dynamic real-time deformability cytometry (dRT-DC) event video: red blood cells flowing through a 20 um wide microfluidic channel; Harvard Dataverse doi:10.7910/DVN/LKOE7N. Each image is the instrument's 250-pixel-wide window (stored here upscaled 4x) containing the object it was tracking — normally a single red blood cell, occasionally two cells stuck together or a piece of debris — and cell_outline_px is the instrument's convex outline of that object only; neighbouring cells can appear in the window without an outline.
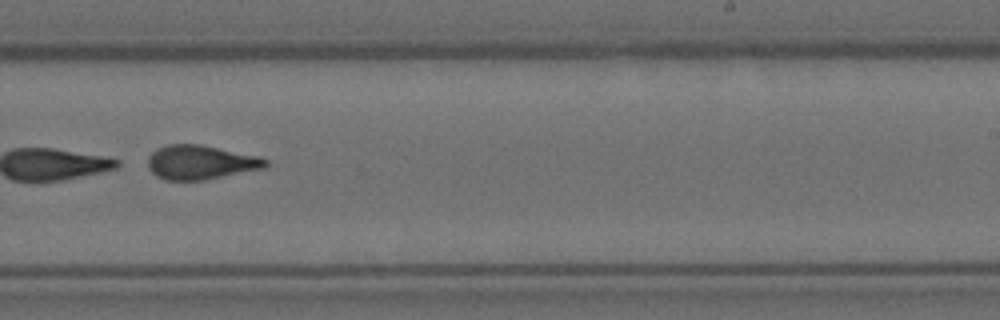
{"species": "Egyptian fruit bat (a non-hibernating species)", "species_latin": "Rousettus aegyptiacus", "temperature_condition": "room temperature", "stored_images_in_passage": 10, "camera_frame_rate_fps": 3000, "um_per_image_px": 0.085, "animal": {"sex": "female"}, "frame": {"image": 1, "passage_image": 10, "time_ms": 3.0, "image_size_px": [1000, 320], "cell_outline_px": [[268, 164], [264, 168], [204, 180], [164, 180], [156, 176], [148, 168], [148, 156], [156, 148], [168, 144], [200, 144], [260, 156], [268, 160]], "centroid_in_image_um": [17.03, 13.79], "position_along_channel_um": 272.0, "area_um2": 23.58}}